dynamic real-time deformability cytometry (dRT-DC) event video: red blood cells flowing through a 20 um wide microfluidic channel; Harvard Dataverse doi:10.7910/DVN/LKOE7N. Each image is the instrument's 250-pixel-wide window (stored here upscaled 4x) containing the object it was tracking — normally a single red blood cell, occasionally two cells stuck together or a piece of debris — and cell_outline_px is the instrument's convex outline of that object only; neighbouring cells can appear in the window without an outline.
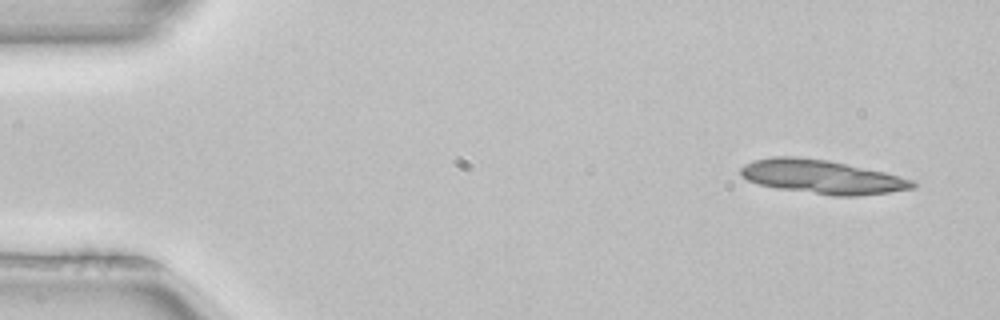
{"species": "common noctule bat (a hibernating species)", "species_latin": "Nyctalus noctula", "temperature_condition": "room temperature", "stored_images_in_passage": 3, "camera_frame_rate_fps": 3000, "um_per_image_px": 0.085, "animal": {"sex": "female", "body_mass_g": 22.7, "forearm_length_mm": 54.2}, "frame": {"image": 1, "passage_image": 1, "time_ms": 0.0, "image_size_px": [1000, 320], "cell_outline_px": [[916, 184], [912, 188], [888, 192], [856, 196], [832, 196], [776, 188], [760, 184], [748, 180], [740, 176], [740, 168], [744, 164], [752, 160], [772, 156], [796, 156], [828, 160], [884, 172], [916, 180]], "centroid_in_image_um": [69.83, 15.02], "position_along_channel_um": 15.2, "area_um2": 33.99}}